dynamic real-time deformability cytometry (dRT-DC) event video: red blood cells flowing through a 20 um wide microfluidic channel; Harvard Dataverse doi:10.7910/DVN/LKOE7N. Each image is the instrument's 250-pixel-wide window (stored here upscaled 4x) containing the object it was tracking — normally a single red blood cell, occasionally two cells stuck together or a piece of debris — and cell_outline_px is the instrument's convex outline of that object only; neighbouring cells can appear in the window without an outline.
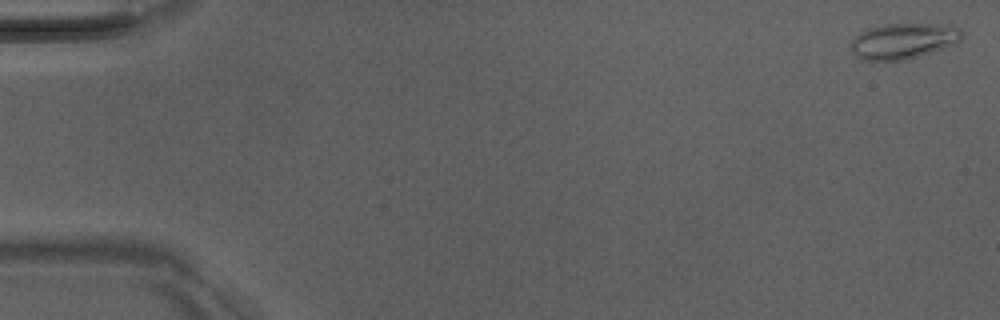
{"species": "Egyptian fruit bat (a non-hibernating species)", "species_latin": "Rousettus aegyptiacus", "temperature_condition": "room temperature", "stored_images_in_passage": 51, "camera_frame_rate_fps": 3000, "um_per_image_px": 0.085, "animal": {"sex": "male"}, "frame": {"image": 1, "passage_image": 1, "time_ms": 0.0, "image_size_px": [1000, 320], "cell_outline_px": [[964, 36], [956, 44], [912, 60], [860, 60], [852, 52], [852, 40], [860, 32], [868, 28], [884, 24], [956, 24], [964, 32]], "centroid_in_image_um": [76.87, 3.48], "position_along_channel_um": 8.1, "area_um2": 23.7}}
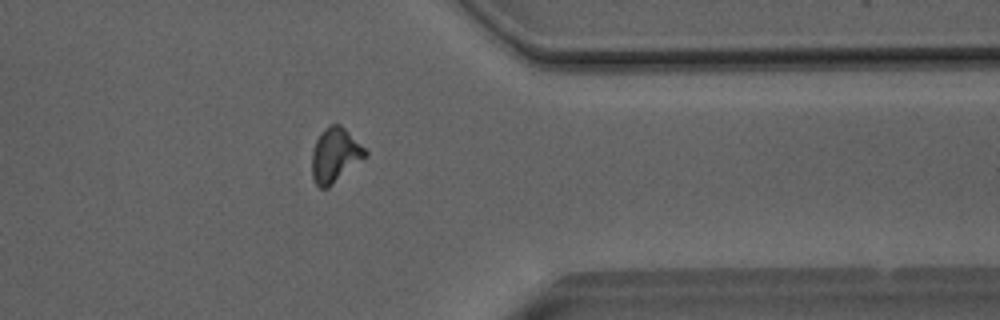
{"frame": {"image": 2, "passage_image": 41, "time_ms": 13.333, "image_size_px": [1000, 320], "cell_outline_px": [[368, 156], [328, 188], [320, 188], [316, 184], [312, 176], [312, 152], [316, 140], [324, 128], [328, 124], [340, 124], [368, 152]], "centroid_in_image_um": [28.48, 13.2], "position_along_channel_um": 382.9, "area_um2": 16.88}}
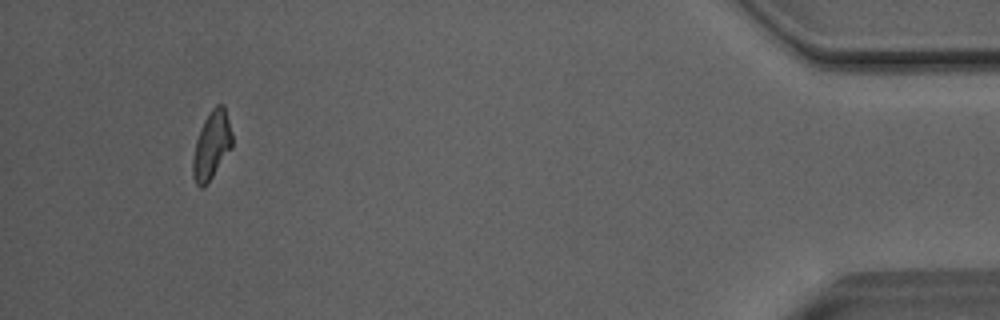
{"frame": {"image": 3, "passage_image": 48, "time_ms": 15.667, "image_size_px": [1000, 320], "cell_outline_px": [[232, 148], [208, 184], [204, 188], [200, 188], [196, 184], [192, 176], [192, 160], [196, 140], [200, 128], [204, 120], [212, 108], [216, 104], [224, 104], [232, 132]], "centroid_in_image_um": [17.98, 12.38], "position_along_channel_um": 417.2, "area_um2": 15.9}, "authors_computed_cell_mechanics": {"area_um2": 16.473, "velocity_mm_per_s": 4.0505, "shape_relaxation_time_tau1_ms": 8.5888, "shape_relaxation_time_tau2_ms": 3.7426, "deformation_change_tau1": 0.2024, "deformation_change_tau2": 0.1087}}